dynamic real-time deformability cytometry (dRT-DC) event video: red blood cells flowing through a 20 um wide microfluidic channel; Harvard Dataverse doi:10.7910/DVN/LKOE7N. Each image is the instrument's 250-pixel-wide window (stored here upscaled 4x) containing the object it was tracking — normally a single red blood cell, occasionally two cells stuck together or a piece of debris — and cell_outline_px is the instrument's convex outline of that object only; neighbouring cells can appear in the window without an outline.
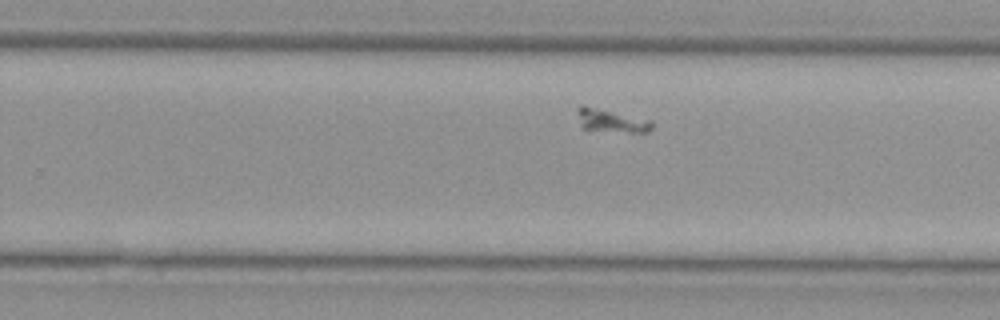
{"species": "Egyptian fruit bat (a non-hibernating species)", "species_latin": "Rousettus aegyptiacus", "temperature_condition": "cold", "stored_images_in_passage": 30, "camera_frame_rate_fps": 3000, "um_per_image_px": 0.085, "animal": {"sex": "female"}, "frame": {"image": 1, "passage_image": 18, "time_ms": 5.667, "image_size_px": [1000, 320], "cell_outline_px": [[652, 128], [648, 132], [628, 132], [580, 128], [576, 108], [580, 104], [584, 104], [652, 120]], "centroid_in_image_um": [51.92, 10.22], "position_along_channel_um": 277.9, "area_um2": 10.23}}